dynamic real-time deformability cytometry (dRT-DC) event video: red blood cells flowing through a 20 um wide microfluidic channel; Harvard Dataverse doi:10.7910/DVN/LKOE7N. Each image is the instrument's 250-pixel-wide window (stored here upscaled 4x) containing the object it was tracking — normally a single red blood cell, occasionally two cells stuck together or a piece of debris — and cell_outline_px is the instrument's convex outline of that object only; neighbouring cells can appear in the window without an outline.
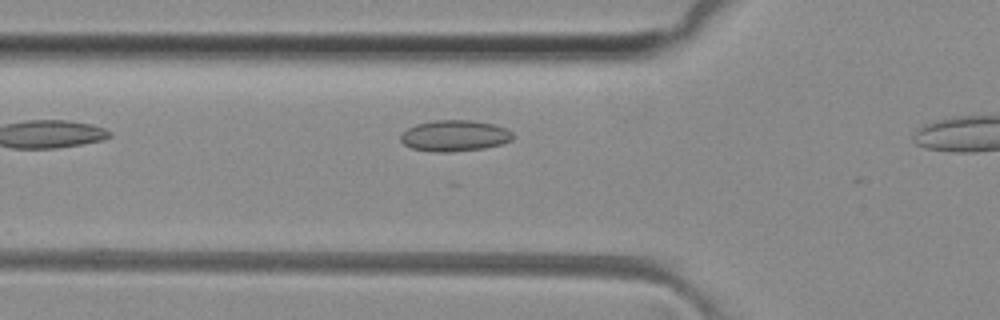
{"species": "common noctule bat (a hibernating species)", "species_latin": "Nyctalus noctula", "temperature_condition": "room temperature", "stored_images_in_passage": 3, "camera_frame_rate_fps": 3000, "um_per_image_px": 0.085, "animal": {"sex": "female", "body_mass_g": 29.2, "forearm_length_mm": 56.3}, "frame": {"image": 1, "passage_image": 2, "time_ms": 0.333, "image_size_px": [1000, 320], "cell_outline_px": [[512, 140], [500, 144], [484, 148], [452, 152], [432, 152], [412, 148], [404, 144], [400, 140], [400, 136], [408, 128], [416, 124], [432, 120], [472, 120], [492, 124], [504, 128], [512, 132]], "centroid_in_image_um": [38.61, 11.54], "position_along_channel_um": 87.2, "area_um2": 20.29}}